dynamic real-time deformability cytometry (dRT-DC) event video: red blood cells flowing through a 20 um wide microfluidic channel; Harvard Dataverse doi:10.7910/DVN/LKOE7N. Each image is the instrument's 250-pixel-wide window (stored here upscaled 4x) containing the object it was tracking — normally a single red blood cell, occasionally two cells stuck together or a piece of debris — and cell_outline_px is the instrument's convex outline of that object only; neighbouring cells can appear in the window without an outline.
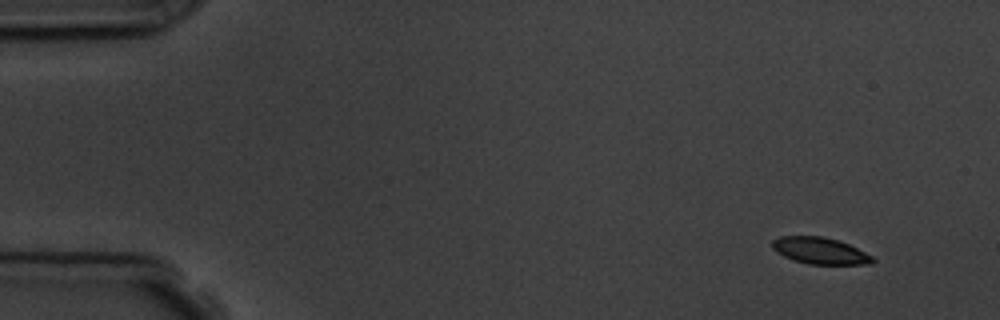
{"species": "common noctule bat (a hibernating species)", "species_latin": "Nyctalus noctula", "temperature_condition": "room temperature", "stored_images_in_passage": 4, "camera_frame_rate_fps": 3000, "um_per_image_px": 0.085, "animal": {"sex": "male", "body_mass_g": 19.5, "forearm_length_mm": 54.6}, "frame": {"image": 1, "passage_image": 1, "time_ms": 0.0, "image_size_px": [1000, 320], "cell_outline_px": [[876, 260], [872, 264], [808, 264], [792, 260], [776, 252], [772, 248], [772, 240], [780, 236], [824, 236], [848, 244], [872, 256]], "centroid_in_image_um": [69.67, 21.31], "position_along_channel_um": 15.3, "area_um2": 15.55}}
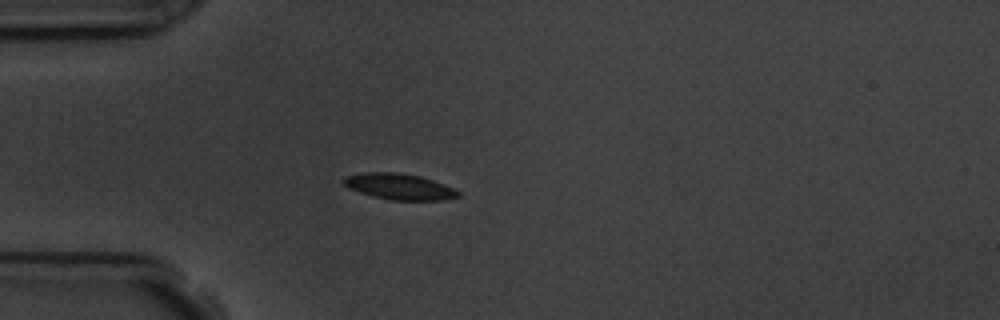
{"frame": {"image": 2, "passage_image": 4, "time_ms": 3.667, "image_size_px": [1000, 320], "cell_outline_px": [[460, 196], [444, 200], [392, 200], [372, 196], [348, 188], [340, 180], [344, 176], [364, 172], [400, 172], [420, 176], [444, 184], [460, 192]], "centroid_in_image_um": [33.9, 15.85], "position_along_channel_um": 51.1, "area_um2": 17.46}}